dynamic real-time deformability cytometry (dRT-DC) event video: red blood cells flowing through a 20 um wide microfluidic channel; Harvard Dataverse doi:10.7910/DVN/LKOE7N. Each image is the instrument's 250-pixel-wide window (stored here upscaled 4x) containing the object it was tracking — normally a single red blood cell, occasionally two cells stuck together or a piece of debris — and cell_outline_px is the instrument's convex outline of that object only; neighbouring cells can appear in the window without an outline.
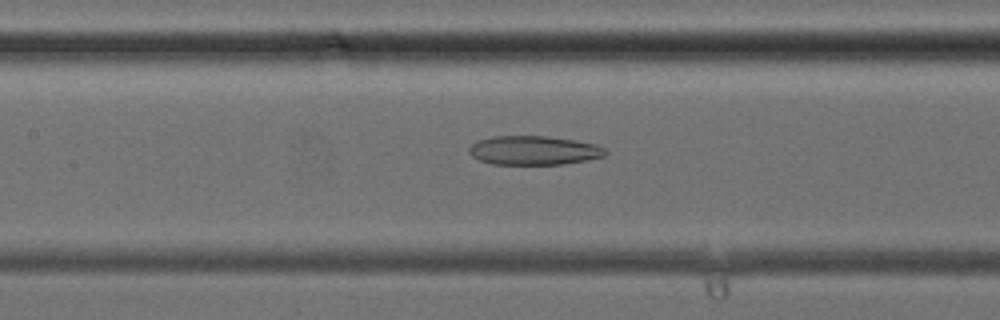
{"species": "common noctule bat (a hibernating species)", "species_latin": "Nyctalus noctula", "temperature_condition": "cold", "stored_images_in_passage": 39, "segment_of_instrument_passage": [1, 2], "camera_frame_rate_fps": 3000, "um_per_image_px": 0.085, "animal": {"sex": "female", "body_mass_g": 24.6, "forearm_length_mm": 56.2}, "frame": {"image": 1, "passage_image": 17, "time_ms": 5.333, "image_size_px": [1000, 320], "cell_outline_px": [[608, 152], [604, 156], [588, 160], [564, 164], [492, 164], [480, 160], [472, 156], [468, 152], [468, 148], [472, 144], [480, 140], [492, 136], [548, 136], [576, 140], [596, 144], [604, 148]], "centroid_in_image_um": [45.39, 12.78], "position_along_channel_um": 162.0, "area_um2": 23.12}}
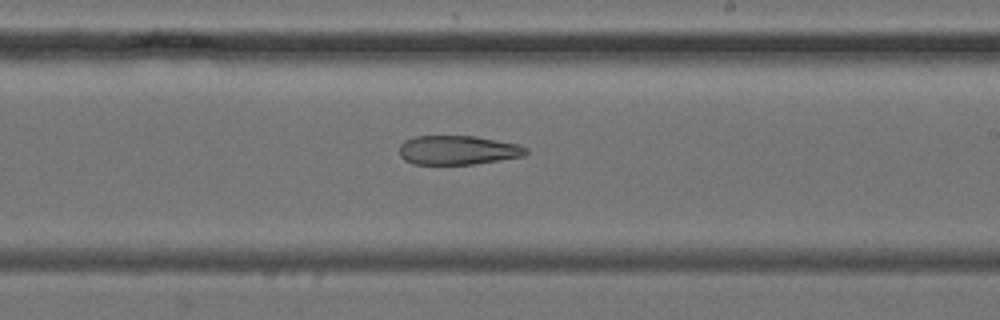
{"frame": {"image": 2, "passage_image": 22, "time_ms": 7.0, "image_size_px": [1000, 320], "cell_outline_px": [[528, 152], [524, 156], [476, 164], [412, 164], [404, 160], [400, 156], [400, 144], [404, 140], [412, 136], [476, 136], [520, 144], [528, 148]], "centroid_in_image_um": [38.93, 12.75], "position_along_channel_um": 250.1, "area_um2": 21.79}}
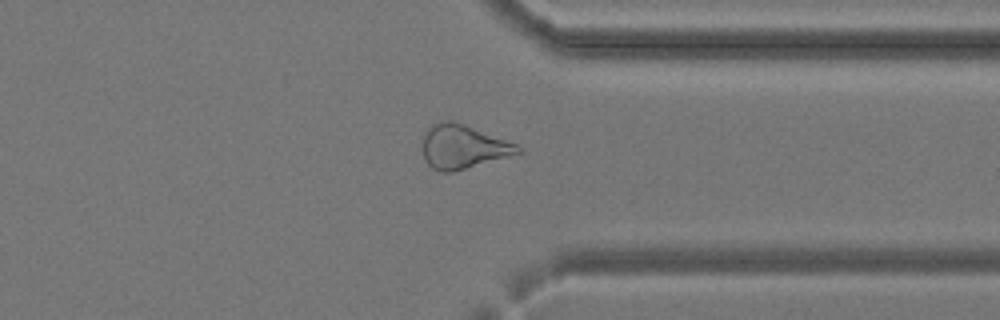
{"frame": {"image": 3, "passage_image": 29, "time_ms": 9.333, "image_size_px": [1000, 320], "cell_outline_px": [[524, 152], [452, 172], [440, 172], [432, 168], [424, 160], [424, 132], [432, 124], [448, 120], [452, 120], [464, 124], [516, 144], [524, 148]], "centroid_in_image_um": [39.37, 12.48], "position_along_channel_um": 372.0, "area_um2": 24.16}}